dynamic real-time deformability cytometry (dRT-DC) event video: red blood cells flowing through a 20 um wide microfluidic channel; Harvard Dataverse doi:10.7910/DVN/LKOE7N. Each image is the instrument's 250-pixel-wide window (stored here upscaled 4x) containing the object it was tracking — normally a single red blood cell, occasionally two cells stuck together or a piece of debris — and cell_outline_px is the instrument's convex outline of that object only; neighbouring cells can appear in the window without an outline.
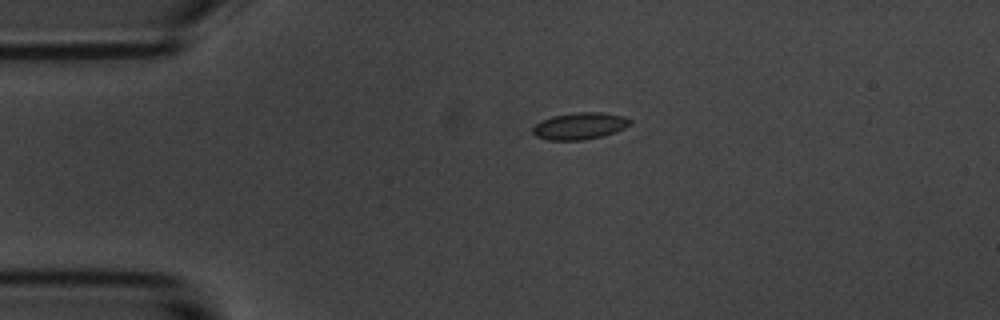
{"species": "common noctule bat (a hibernating species)", "species_latin": "Nyctalus noctula", "temperature_condition": "room temperature", "stored_images_in_passage": 45, "camera_frame_rate_fps": 3000, "um_per_image_px": 0.085, "animal": {"sex": "male", "body_mass_g": 20.1, "forearm_length_mm": 53.5}, "frame": {"image": 1, "passage_image": 1, "time_ms": 0.0, "image_size_px": [1000, 320], "cell_outline_px": [[632, 120], [624, 128], [616, 132], [584, 140], [548, 140], [536, 136], [532, 132], [532, 128], [540, 120], [552, 116], [576, 112], [600, 112], [624, 116]], "centroid_in_image_um": [49.25, 10.7], "position_along_channel_um": 35.8, "area_um2": 15.2}}
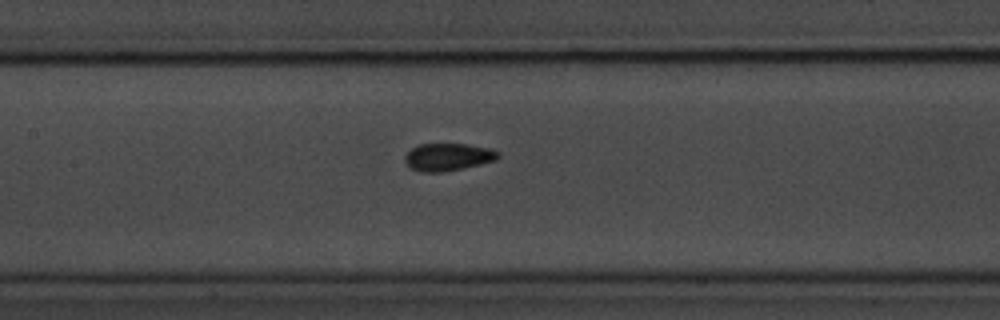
{"frame": {"image": 2, "passage_image": 15, "time_ms": 4.667, "image_size_px": [1000, 320], "cell_outline_px": [[500, 156], [496, 160], [480, 164], [440, 172], [424, 172], [412, 168], [404, 160], [404, 156], [412, 148], [420, 144], [464, 144], [492, 148], [500, 152]], "centroid_in_image_um": [38.11, 13.33], "position_along_channel_um": 169.3, "area_um2": 14.74}}
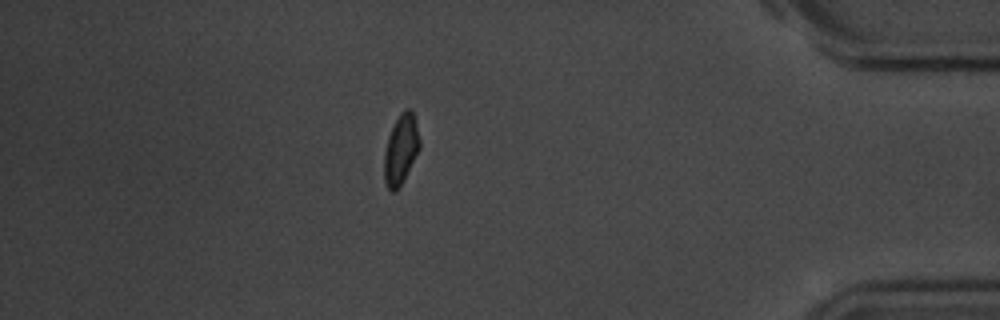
{"frame": {"image": 3, "passage_image": 38, "time_ms": 12.333, "image_size_px": [1000, 320], "cell_outline_px": [[420, 148], [400, 188], [396, 192], [392, 192], [388, 188], [384, 180], [384, 152], [388, 136], [400, 112], [404, 108], [412, 108], [420, 140]], "centroid_in_image_um": [34.07, 12.71], "position_along_channel_um": 401.1, "area_um2": 14.62}, "authors_computed_cell_mechanics": {"area_um2": 14.739, "velocity_mm_per_s": 3.5657, "shape_relaxation_time_tau1_ms": 6.4299, "shape_relaxation_time_tau2_ms": 1.4929, "deformation_change_tau1": 0.1074, "deformation_change_tau2": 0.0546}}